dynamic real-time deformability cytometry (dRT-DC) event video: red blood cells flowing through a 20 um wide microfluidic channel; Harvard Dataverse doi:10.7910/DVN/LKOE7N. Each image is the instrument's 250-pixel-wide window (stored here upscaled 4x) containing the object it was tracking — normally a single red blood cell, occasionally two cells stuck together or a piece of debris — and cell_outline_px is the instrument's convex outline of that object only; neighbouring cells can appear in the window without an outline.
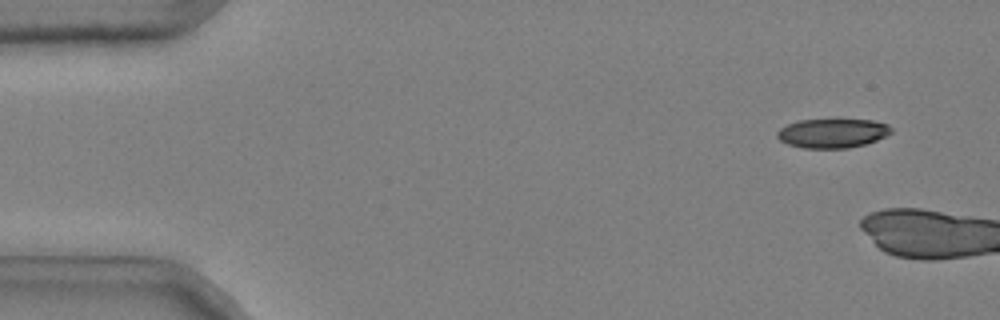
{"species": "common noctule bat (a hibernating species)", "species_latin": "Nyctalus noctula", "temperature_condition": "cold", "stored_images_in_passage": 10, "camera_frame_rate_fps": 3000, "um_per_image_px": 0.085, "animal": {"sex": "male", "body_mass_g": 20.4}, "frame": {"image": 1, "passage_image": 4, "time_ms": 1.0, "image_size_px": [1000, 320], "cell_outline_px": [[892, 132], [876, 140], [864, 144], [848, 148], [804, 148], [788, 144], [780, 140], [776, 136], [776, 132], [780, 128], [796, 120], [836, 116], [872, 120], [888, 124], [892, 128]], "centroid_in_image_um": [70.75, 11.25], "position_along_channel_um": 14.3, "area_um2": 20.4}}